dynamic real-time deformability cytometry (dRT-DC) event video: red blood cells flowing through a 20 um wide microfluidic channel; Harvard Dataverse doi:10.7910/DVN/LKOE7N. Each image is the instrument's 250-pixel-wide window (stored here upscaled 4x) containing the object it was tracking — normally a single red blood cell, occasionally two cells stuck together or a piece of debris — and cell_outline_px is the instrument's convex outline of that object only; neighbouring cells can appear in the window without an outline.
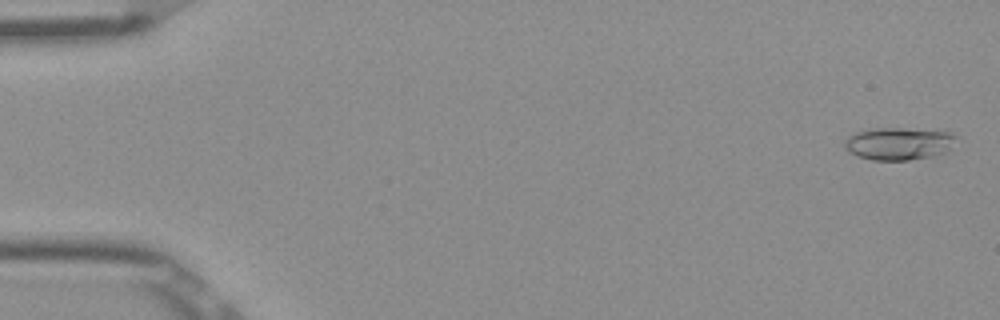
{"species": "Egyptian fruit bat (a non-hibernating species)", "species_latin": "Rousettus aegyptiacus", "temperature_condition": "room temperature", "stored_images_in_passage": 53, "camera_frame_rate_fps": 3000, "um_per_image_px": 0.085, "frame": {"image": 1, "passage_image": 2, "time_ms": 0.333, "image_size_px": [1000, 320], "cell_outline_px": [[956, 136], [948, 152], [936, 156], [908, 160], [872, 160], [856, 156], [848, 152], [844, 144], [844, 140], [848, 136], [856, 132], [876, 128], [900, 128], [948, 132]], "centroid_in_image_um": [76.36, 12.22], "position_along_channel_um": 8.6, "area_um2": 21.15}}
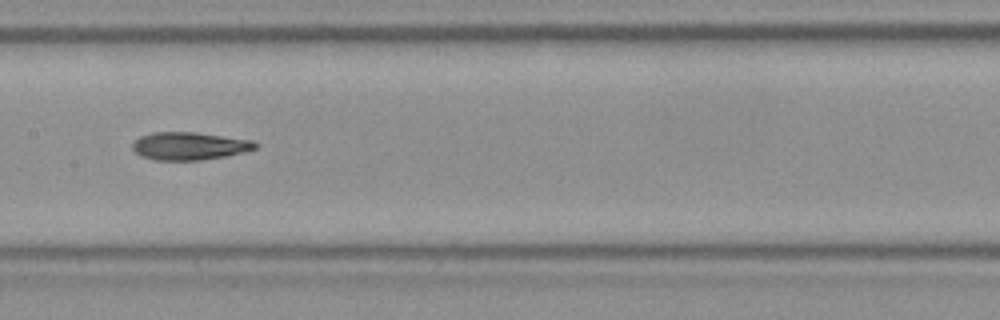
{"frame": {"image": 2, "passage_image": 27, "time_ms": 8.667, "image_size_px": [1000, 320], "cell_outline_px": [[260, 144], [256, 148], [244, 152], [224, 156], [200, 160], [156, 160], [140, 156], [132, 148], [132, 144], [140, 136], [152, 132], [196, 132], [252, 140]], "centroid_in_image_um": [16.1, 12.4], "position_along_channel_um": 191.3, "area_um2": 19.88}}
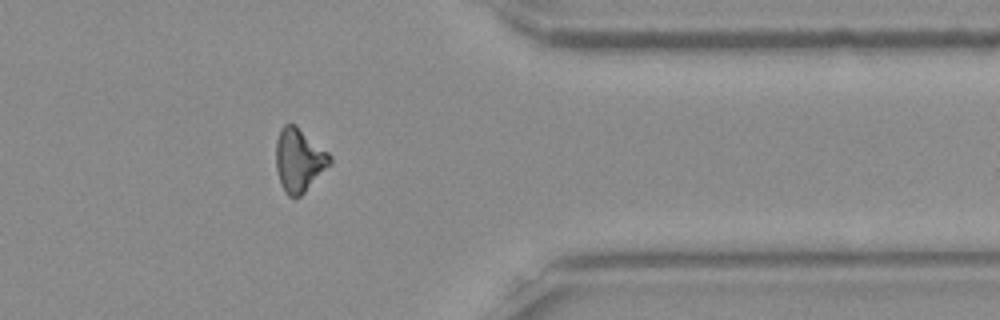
{"frame": {"image": 3, "passage_image": 43, "time_ms": 14.0, "image_size_px": [1000, 320], "cell_outline_px": [[332, 164], [300, 196], [288, 196], [284, 192], [280, 184], [276, 168], [276, 140], [280, 128], [284, 124], [296, 124], [328, 152], [332, 156]], "centroid_in_image_um": [25.42, 13.59], "position_along_channel_um": 386.0, "area_um2": 20.11}, "authors_computed_cell_mechanics": {"area_um2": 19.8254, "velocity_mm_per_s": 3.9177, "shape_relaxation_time_tau1_ms": 5.2655, "shape_relaxation_time_tau2_ms": 3.1989, "deformation_change_tau1": 0.1734, "deformation_change_tau2": 0.1288}}